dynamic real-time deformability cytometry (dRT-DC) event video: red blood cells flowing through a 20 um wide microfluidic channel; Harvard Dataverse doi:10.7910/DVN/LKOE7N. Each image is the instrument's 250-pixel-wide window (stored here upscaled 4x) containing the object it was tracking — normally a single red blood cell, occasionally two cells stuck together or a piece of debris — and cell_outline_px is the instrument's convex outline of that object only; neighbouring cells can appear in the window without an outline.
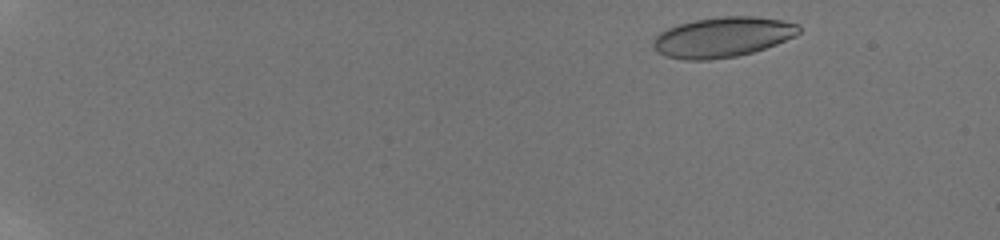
{"species": "human", "species_latin": "Homo sapiens", "temperature_condition": "room temperature", "stored_images_in_passage": 13, "camera_frame_rate_fps": 3000, "um_per_image_px": 0.085, "donor": {"sex": "male"}, "frame": {"image": 1, "passage_image": 3, "time_ms": 1.0, "image_size_px": [1000, 240], "cell_outline_px": [[800, 32], [796, 36], [776, 44], [752, 52], [736, 56], [708, 60], [688, 60], [664, 56], [656, 52], [652, 44], [656, 36], [660, 32], [668, 28], [680, 24], [696, 20], [720, 16], [756, 16], [780, 20], [800, 24]], "centroid_in_image_um": [61.42, 3.15], "position_along_channel_um": 23.6, "area_um2": 34.04}}
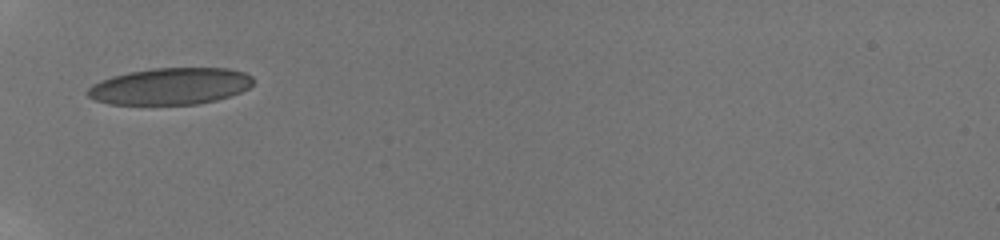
{"frame": {"image": 2, "passage_image": 12, "time_ms": 6.0, "image_size_px": [1000, 240], "cell_outline_px": [[252, 84], [248, 88], [240, 92], [216, 100], [196, 104], [108, 104], [96, 100], [88, 96], [84, 92], [92, 84], [100, 80], [112, 76], [128, 72], [152, 68], [228, 68], [244, 72], [252, 76]], "centroid_in_image_um": [14.44, 7.32], "position_along_channel_um": 70.6, "area_um2": 35.43}}